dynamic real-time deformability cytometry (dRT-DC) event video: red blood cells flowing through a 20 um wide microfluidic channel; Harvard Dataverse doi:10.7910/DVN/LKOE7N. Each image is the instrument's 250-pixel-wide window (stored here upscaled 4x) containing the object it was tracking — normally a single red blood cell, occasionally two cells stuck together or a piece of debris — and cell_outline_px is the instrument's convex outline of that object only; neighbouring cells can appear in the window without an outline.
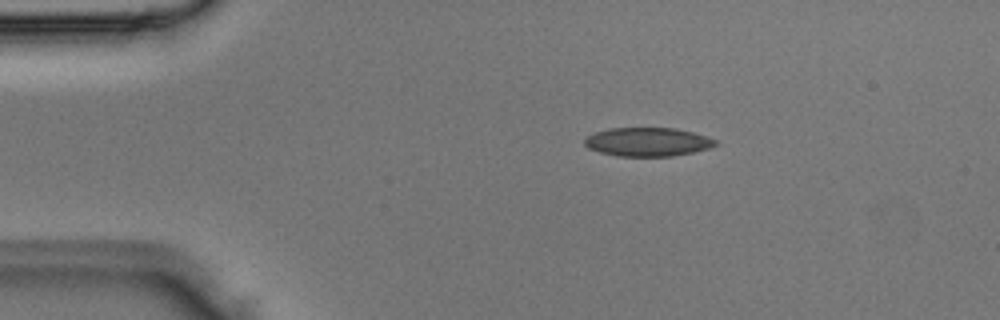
{"species": "Egyptian fruit bat (a non-hibernating species)", "species_latin": "Rousettus aegyptiacus", "temperature_condition": "room temperature", "stored_images_in_passage": 3, "camera_frame_rate_fps": 3000, "um_per_image_px": 0.085, "animal": {"sex": "male"}, "frame": {"image": 1, "passage_image": 1, "time_ms": 0.0, "image_size_px": [1000, 320], "cell_outline_px": [[720, 144], [708, 148], [692, 152], [672, 156], [616, 156], [600, 152], [588, 148], [584, 144], [584, 140], [588, 136], [596, 132], [608, 128], [676, 128], [708, 136], [716, 140]], "centroid_in_image_um": [55.06, 12.06], "position_along_channel_um": 29.9, "area_um2": 21.91}}